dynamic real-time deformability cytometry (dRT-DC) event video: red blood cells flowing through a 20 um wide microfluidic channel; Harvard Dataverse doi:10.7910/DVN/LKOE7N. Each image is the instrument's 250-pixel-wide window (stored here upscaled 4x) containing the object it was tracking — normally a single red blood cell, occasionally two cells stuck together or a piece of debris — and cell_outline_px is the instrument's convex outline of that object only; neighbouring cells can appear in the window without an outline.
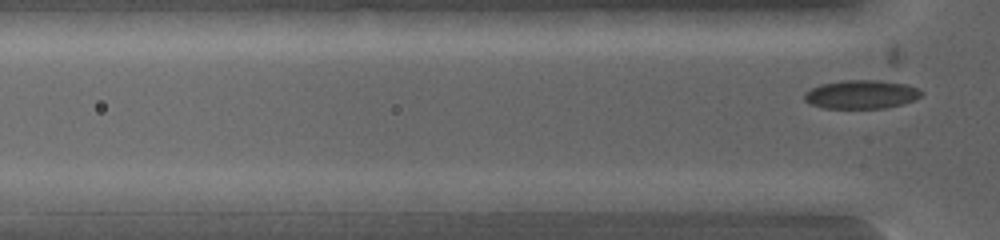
{"species": "common noctule bat (a hibernating species)", "species_latin": "Nyctalus noctula", "temperature_condition": "warm", "stored_images_in_passage": 3, "camera_frame_rate_fps": 5000, "um_per_image_px": 0.085, "animal": {"sex": "female", "body_mass_g": 19.0, "forearm_length_mm": 53.3}, "frame": {"image": 1, "passage_image": 3, "time_ms": 0.8, "image_size_px": [1000, 240], "cell_outline_px": [[924, 92], [920, 96], [912, 100], [900, 104], [884, 108], [824, 108], [812, 104], [804, 100], [804, 96], [812, 88], [820, 84], [844, 80], [892, 80], [916, 88]], "centroid_in_image_um": [73.22, 8.01], "position_along_channel_um": 52.6, "area_um2": 19.36}}